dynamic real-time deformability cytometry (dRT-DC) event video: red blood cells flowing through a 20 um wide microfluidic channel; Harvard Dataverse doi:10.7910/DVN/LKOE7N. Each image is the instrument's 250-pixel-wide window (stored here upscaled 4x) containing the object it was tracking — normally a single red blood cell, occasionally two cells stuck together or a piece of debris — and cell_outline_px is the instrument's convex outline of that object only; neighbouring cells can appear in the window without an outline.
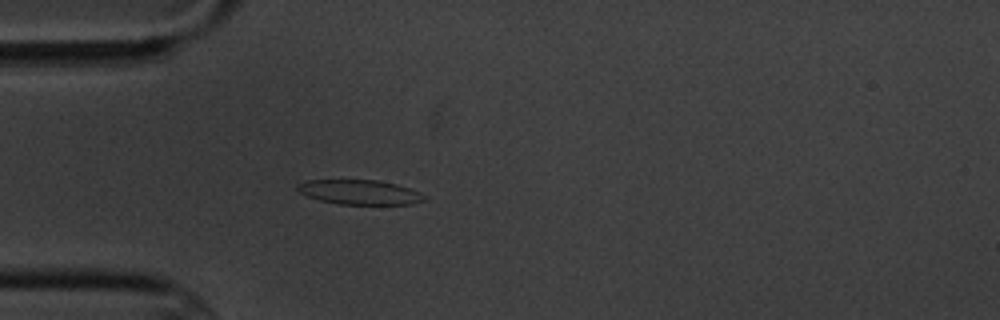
{"species": "common noctule bat (a hibernating species)", "species_latin": "Nyctalus noctula", "temperature_condition": "cold", "stored_images_in_passage": 3, "camera_frame_rate_fps": 3000, "um_per_image_px": 0.085, "animal": {"sex": "male", "body_mass_g": 20.1, "forearm_length_mm": 53.5}, "frame": {"image": 1, "passage_image": 3, "time_ms": 2.667, "image_size_px": [1000, 320], "cell_outline_px": [[428, 200], [412, 204], [340, 204], [320, 200], [308, 196], [300, 192], [296, 188], [296, 184], [308, 180], [376, 180], [396, 184], [420, 192], [428, 196]], "centroid_in_image_um": [30.62, 16.34], "position_along_channel_um": 54.4, "area_um2": 18.21}}